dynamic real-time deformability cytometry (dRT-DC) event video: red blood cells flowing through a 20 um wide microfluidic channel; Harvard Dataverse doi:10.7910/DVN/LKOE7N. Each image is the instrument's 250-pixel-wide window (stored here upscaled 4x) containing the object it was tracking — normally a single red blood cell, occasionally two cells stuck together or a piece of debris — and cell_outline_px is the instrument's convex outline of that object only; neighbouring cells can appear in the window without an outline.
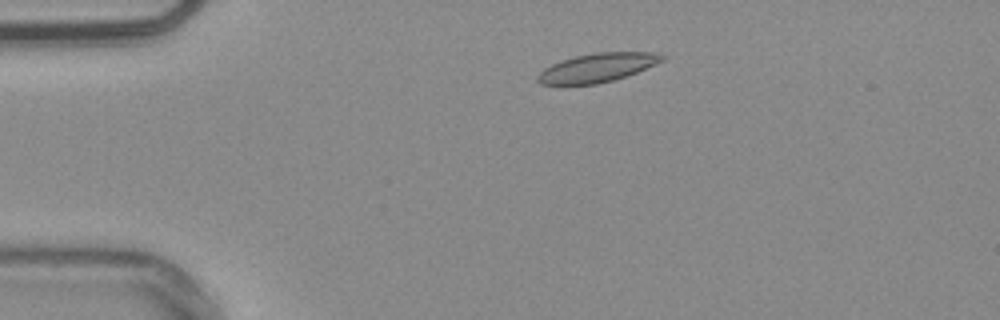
{"species": "common noctule bat (a hibernating species)", "species_latin": "Nyctalus noctula", "temperature_condition": "warm", "stored_images_in_passage": 16, "camera_frame_rate_fps": 3000, "um_per_image_px": 0.085, "animal": {"sex": "male", "body_mass_g": 20.4}, "frame": {"image": 1, "passage_image": 7, "time_ms": 2.0, "image_size_px": [1000, 320], "cell_outline_px": [[668, 56], [664, 60], [636, 72], [612, 80], [596, 84], [540, 84], [536, 80], [536, 76], [544, 68], [560, 60], [576, 56], [596, 52], [652, 52]], "centroid_in_image_um": [50.76, 5.74], "position_along_channel_um": 34.2, "area_um2": 20.69}}
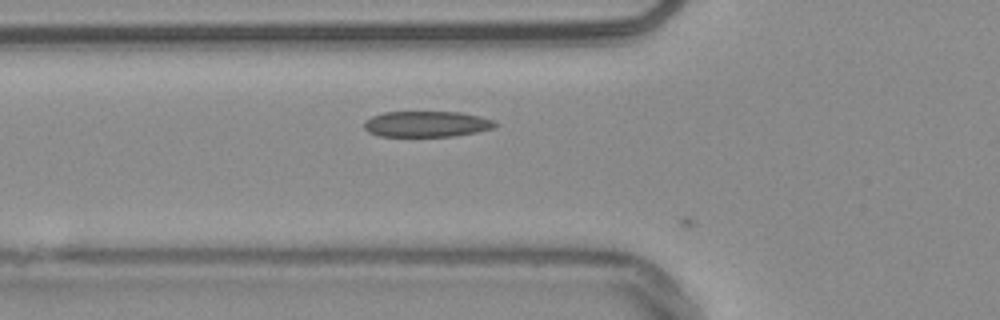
{"frame": {"image": 2, "passage_image": 15, "time_ms": 4.667, "image_size_px": [1000, 320], "cell_outline_px": [[500, 124], [492, 128], [476, 132], [456, 136], [380, 136], [368, 132], [364, 128], [364, 120], [372, 116], [384, 112], [460, 112], [480, 116], [496, 120]], "centroid_in_image_um": [36.29, 10.54], "position_along_channel_um": 89.5, "area_um2": 19.88}}